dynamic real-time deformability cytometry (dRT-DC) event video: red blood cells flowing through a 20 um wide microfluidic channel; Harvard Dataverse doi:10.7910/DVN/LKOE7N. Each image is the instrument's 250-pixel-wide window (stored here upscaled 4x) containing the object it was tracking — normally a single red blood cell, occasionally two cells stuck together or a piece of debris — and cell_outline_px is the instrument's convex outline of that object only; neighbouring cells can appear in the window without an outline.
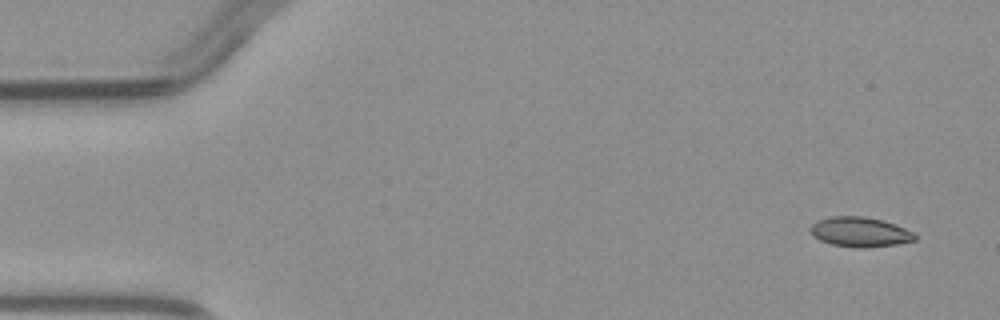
{"species": "common noctule bat (a hibernating species)", "species_latin": "Nyctalus noctula", "temperature_condition": "warm", "stored_images_in_passage": 4, "camera_frame_rate_fps": 3000, "um_per_image_px": 0.085, "animal": {"sex": "male", "body_mass_g": 23.1, "forearm_length_mm": 52.7}, "frame": {"image": 1, "passage_image": 1, "time_ms": 0.0, "image_size_px": [1000, 320], "cell_outline_px": [[916, 240], [896, 244], [864, 248], [860, 248], [832, 244], [820, 240], [812, 236], [812, 224], [816, 220], [832, 216], [864, 216], [884, 220], [904, 228], [912, 232], [916, 236]], "centroid_in_image_um": [73.09, 19.71], "position_along_channel_um": 11.9, "area_um2": 18.03}}
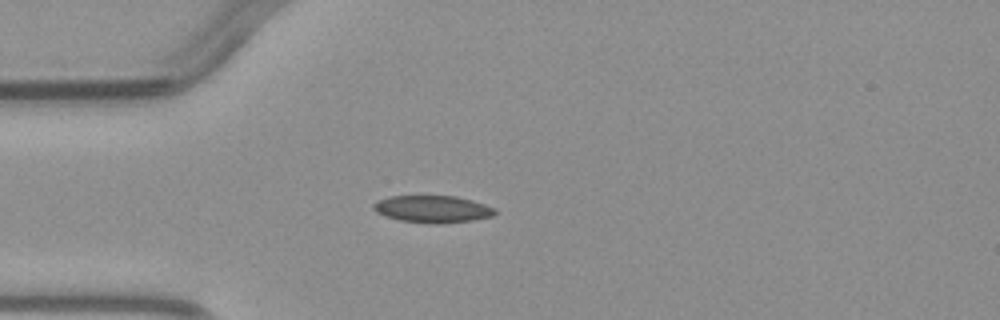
{"frame": {"image": 2, "passage_image": 4, "time_ms": 3.333, "image_size_px": [1000, 320], "cell_outline_px": [[496, 212], [492, 216], [472, 220], [400, 220], [376, 212], [372, 208], [372, 204], [376, 200], [388, 196], [456, 196], [472, 200], [496, 208]], "centroid_in_image_um": [36.73, 17.7], "position_along_channel_um": 48.3, "area_um2": 18.09}}